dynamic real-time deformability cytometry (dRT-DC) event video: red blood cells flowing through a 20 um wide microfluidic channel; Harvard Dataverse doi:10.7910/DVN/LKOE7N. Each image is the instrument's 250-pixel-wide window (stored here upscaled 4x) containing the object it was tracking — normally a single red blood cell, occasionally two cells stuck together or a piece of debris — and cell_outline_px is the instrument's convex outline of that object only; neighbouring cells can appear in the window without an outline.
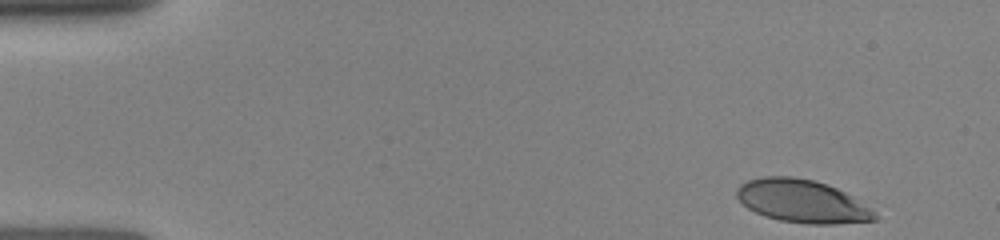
{"species": "human", "species_latin": "Homo sapiens", "temperature_condition": "room temperature", "stored_images_in_passage": 5, "camera_frame_rate_fps": 3000, "um_per_image_px": 0.085, "donor": {"sex": "female"}, "frame": {"image": 1, "passage_image": 1, "time_ms": 0.0, "image_size_px": [1000, 240], "cell_outline_px": [[876, 220], [836, 224], [808, 224], [780, 220], [764, 216], [748, 208], [736, 196], [736, 188], [740, 184], [748, 180], [764, 176], [792, 176], [816, 180], [836, 188], [852, 196], [876, 212]], "centroid_in_image_um": [68.17, 17.1], "position_along_channel_um": 16.8, "area_um2": 34.51}}